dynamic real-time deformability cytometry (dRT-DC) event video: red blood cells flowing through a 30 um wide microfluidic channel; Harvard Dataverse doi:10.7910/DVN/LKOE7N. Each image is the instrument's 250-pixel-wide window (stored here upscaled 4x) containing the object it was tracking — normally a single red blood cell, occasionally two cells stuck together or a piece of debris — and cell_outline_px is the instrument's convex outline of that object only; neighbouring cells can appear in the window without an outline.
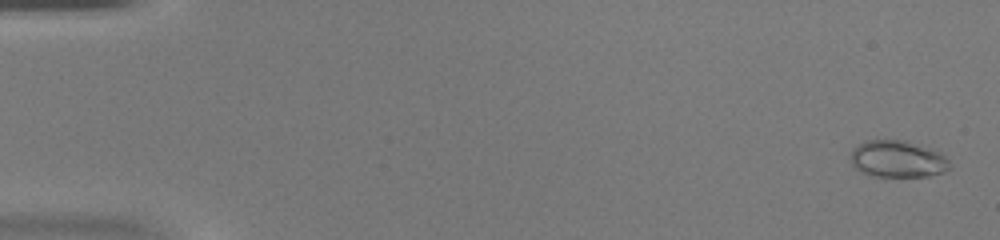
{"species": "common noctule bat (a hibernating species)", "species_latin": "Nyctalus noctula", "temperature_condition": "warm", "stored_images_in_passage": 48, "camera_frame_rate_fps": 3000, "um_per_image_px": 0.085, "animal": {"sex": "female", "body_mass_g": 20.0, "forearm_length_mm": 54.0}, "frame": {"image": 1, "passage_image": 2, "time_ms": 0.333, "image_size_px": [1000, 240], "cell_outline_px": [[948, 168], [940, 172], [928, 176], [872, 176], [860, 172], [852, 164], [852, 148], [864, 140], [908, 140], [932, 148], [940, 152], [948, 160]], "centroid_in_image_um": [76.27, 13.49], "position_along_channel_um": 8.7, "area_um2": 21.27}}
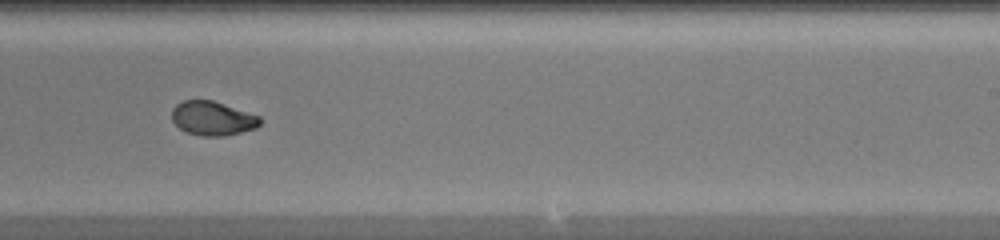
{"frame": {"image": 2, "passage_image": 31, "time_ms": 10.0, "image_size_px": [1000, 240], "cell_outline_px": [[260, 124], [256, 128], [224, 136], [200, 136], [188, 132], [180, 128], [172, 120], [172, 108], [176, 104], [184, 100], [212, 100], [260, 116]], "centroid_in_image_um": [18.06, 10.06], "position_along_channel_um": 270.9, "area_um2": 17.4}}
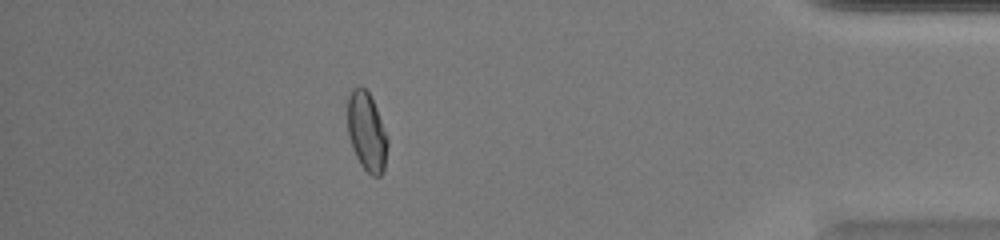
{"frame": {"image": 3, "passage_image": 43, "time_ms": 14.0, "image_size_px": [1000, 240], "cell_outline_px": [[388, 144], [384, 172], [380, 176], [372, 176], [360, 164], [352, 148], [348, 136], [348, 96], [352, 88], [360, 84], [368, 92], [376, 108], [388, 136]], "centroid_in_image_um": [31.18, 11.2], "position_along_channel_um": 404.0, "area_um2": 18.55}}